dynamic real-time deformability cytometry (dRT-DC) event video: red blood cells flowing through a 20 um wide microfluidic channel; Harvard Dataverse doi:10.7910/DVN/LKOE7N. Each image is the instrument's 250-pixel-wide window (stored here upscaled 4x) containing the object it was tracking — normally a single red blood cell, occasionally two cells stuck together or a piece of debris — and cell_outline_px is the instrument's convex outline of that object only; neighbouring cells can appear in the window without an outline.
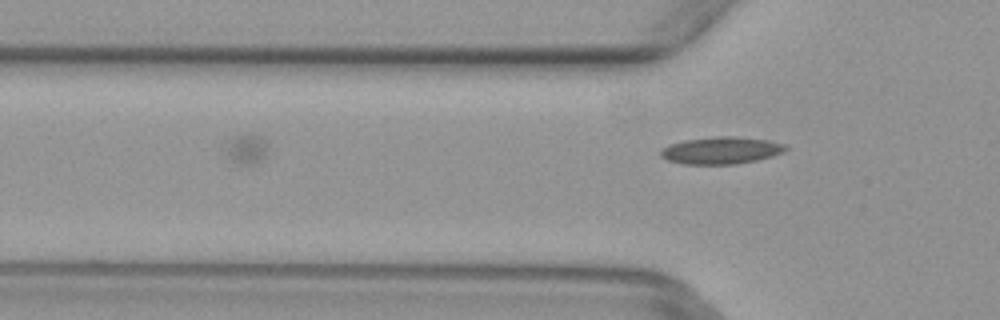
{"species": "common noctule bat (a hibernating species)", "species_latin": "Nyctalus noctula", "temperature_condition": "warm", "stored_images_in_passage": 7, "camera_frame_rate_fps": 3000, "um_per_image_px": 0.085, "animal": {"sex": "female", "body_mass_g": 29.2, "forearm_length_mm": 56.3}, "frame": {"image": 1, "passage_image": 7, "time_ms": 2.0, "image_size_px": [1000, 320], "cell_outline_px": [[788, 148], [784, 152], [772, 156], [756, 160], [736, 164], [684, 164], [668, 160], [660, 156], [660, 152], [664, 148], [672, 144], [684, 140], [716, 136], [736, 136], [768, 140], [784, 144]], "centroid_in_image_um": [61.32, 12.78], "position_along_channel_um": 64.5, "area_um2": 19.65}}